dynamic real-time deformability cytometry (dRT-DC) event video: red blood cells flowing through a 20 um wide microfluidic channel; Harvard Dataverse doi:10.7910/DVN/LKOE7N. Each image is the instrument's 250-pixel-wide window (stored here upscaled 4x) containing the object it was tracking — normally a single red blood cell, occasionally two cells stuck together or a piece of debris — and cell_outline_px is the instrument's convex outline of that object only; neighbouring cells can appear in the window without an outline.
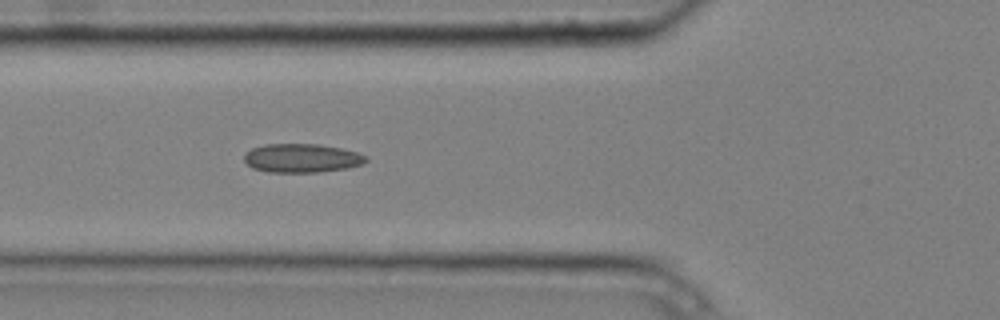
{"species": "common noctule bat (a hibernating species)", "species_latin": "Nyctalus noctula", "temperature_condition": "cold", "stored_images_in_passage": 5, "camera_frame_rate_fps": 3000, "um_per_image_px": 0.085, "animal": {"sex": "male", "body_mass_g": 20.4}, "frame": {"image": 1, "passage_image": 5, "time_ms": 1.333, "image_size_px": [1000, 320], "cell_outline_px": [[368, 160], [360, 164], [348, 168], [320, 172], [268, 172], [252, 168], [244, 160], [244, 152], [252, 148], [264, 144], [320, 144], [340, 148], [356, 152], [368, 156]], "centroid_in_image_um": [25.63, 13.44], "position_along_channel_um": 100.2, "area_um2": 20.52}}